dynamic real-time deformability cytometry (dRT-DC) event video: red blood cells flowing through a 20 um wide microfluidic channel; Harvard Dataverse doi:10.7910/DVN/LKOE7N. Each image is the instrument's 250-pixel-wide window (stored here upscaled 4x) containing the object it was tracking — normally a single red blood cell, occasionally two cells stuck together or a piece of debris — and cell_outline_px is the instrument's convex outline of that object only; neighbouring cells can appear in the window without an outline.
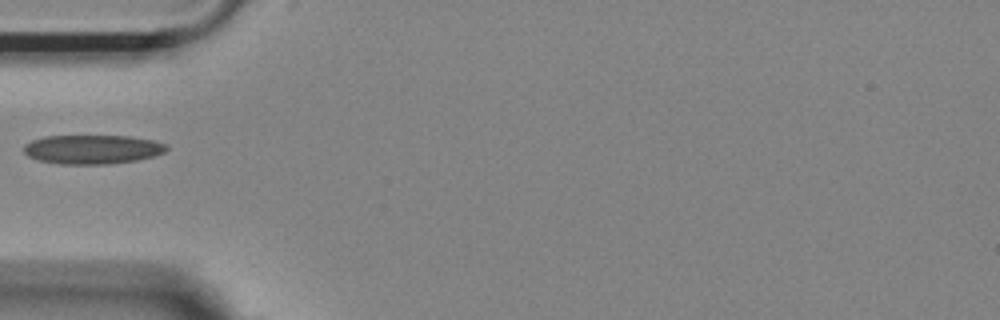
{"species": "Egyptian fruit bat (a non-hibernating species)", "species_latin": "Rousettus aegyptiacus", "temperature_condition": "room temperature", "stored_images_in_passage": 37, "camera_frame_rate_fps": 3000, "um_per_image_px": 0.085, "animal": {"sex": "female"}, "frame": {"image": 1, "passage_image": 1, "time_ms": 0.0, "image_size_px": [1000, 320], "cell_outline_px": [[168, 148], [164, 152], [152, 156], [136, 160], [108, 164], [60, 164], [40, 160], [28, 156], [24, 152], [24, 144], [32, 140], [44, 136], [128, 136], [152, 140], [168, 144]], "centroid_in_image_um": [7.85, 12.69], "position_along_channel_um": 77.2, "area_um2": 24.1}}
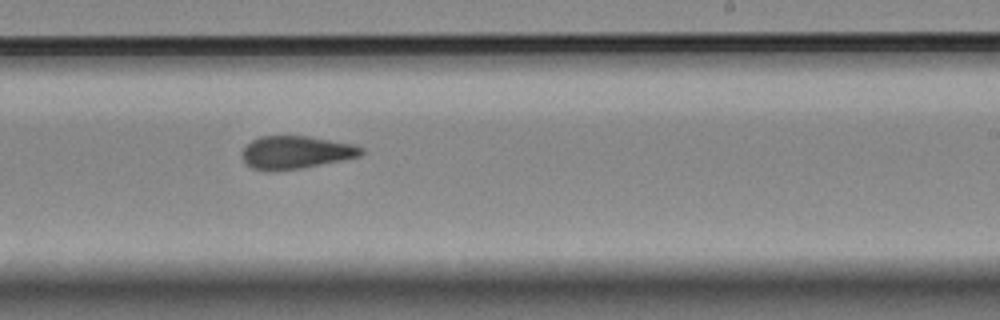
{"frame": {"image": 2, "passage_image": 16, "time_ms": 5.0, "image_size_px": [1000, 320], "cell_outline_px": [[364, 152], [360, 156], [300, 168], [252, 168], [240, 156], [244, 148], [252, 140], [260, 136], [308, 136], [356, 144], [364, 148]], "centroid_in_image_um": [25.21, 12.9], "position_along_channel_um": 263.8, "area_um2": 22.14}}
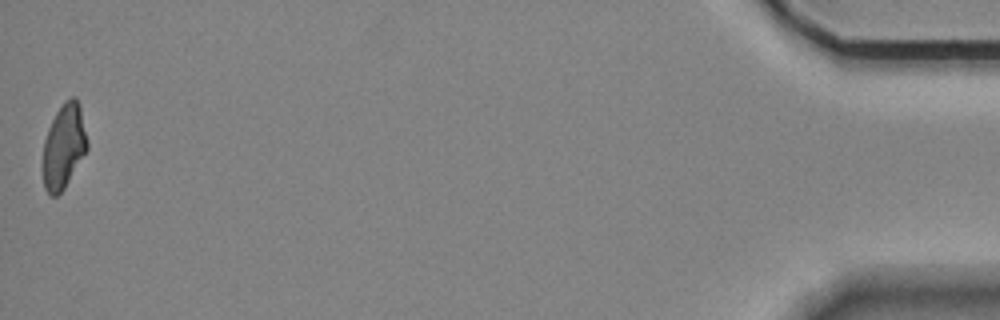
{"frame": {"image": 3, "passage_image": 37, "time_ms": 12.0, "image_size_px": [1000, 320], "cell_outline_px": [[88, 148], [64, 188], [56, 196], [52, 196], [44, 188], [44, 140], [48, 128], [56, 112], [64, 100], [72, 96], [76, 96], [80, 104], [88, 140]], "centroid_in_image_um": [5.45, 12.37], "position_along_channel_um": 429.8, "area_um2": 21.68}}